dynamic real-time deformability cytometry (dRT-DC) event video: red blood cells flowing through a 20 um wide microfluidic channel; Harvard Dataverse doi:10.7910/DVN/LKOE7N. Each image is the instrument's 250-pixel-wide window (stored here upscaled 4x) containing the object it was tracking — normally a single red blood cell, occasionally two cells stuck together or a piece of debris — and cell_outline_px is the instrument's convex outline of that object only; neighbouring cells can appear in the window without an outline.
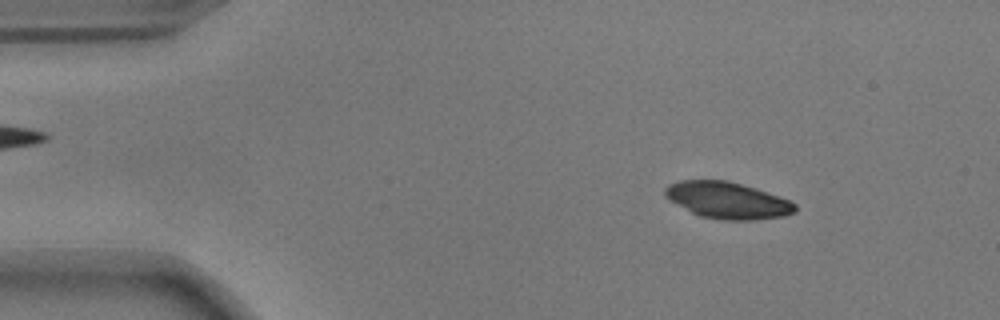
{"species": "common noctule bat (a hibernating species)", "species_latin": "Nyctalus noctula", "temperature_condition": "warm", "stored_images_in_passage": 53, "camera_frame_rate_fps": 3000, "um_per_image_px": 0.085, "animal": {"sex": "male", "body_mass_g": 17.9}, "frame": {"image": 1, "passage_image": 6, "time_ms": 1.667, "image_size_px": [1000, 320], "cell_outline_px": [[796, 212], [784, 216], [752, 220], [724, 220], [700, 216], [692, 212], [664, 196], [664, 188], [668, 184], [680, 180], [728, 180], [756, 188], [780, 196], [796, 204]], "centroid_in_image_um": [61.85, 17.02], "position_along_channel_um": 23.2, "area_um2": 27.69}}